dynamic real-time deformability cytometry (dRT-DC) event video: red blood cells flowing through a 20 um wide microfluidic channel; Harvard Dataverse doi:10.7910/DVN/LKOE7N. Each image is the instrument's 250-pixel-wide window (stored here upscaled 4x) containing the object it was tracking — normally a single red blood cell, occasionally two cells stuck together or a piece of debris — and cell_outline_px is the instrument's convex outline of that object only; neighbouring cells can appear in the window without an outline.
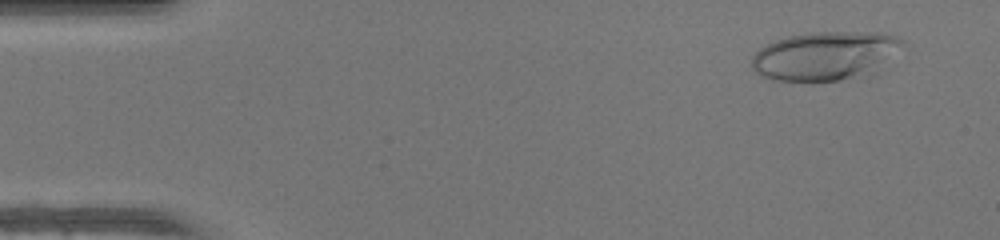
{"species": "human", "species_latin": "Homo sapiens", "temperature_condition": "warm", "stored_images_in_passage": 49, "camera_frame_rate_fps": 3000, "um_per_image_px": 0.085, "donor": {"sex": "female"}, "frame": {"image": 1, "passage_image": 4, "time_ms": 1.0, "image_size_px": [1000, 240], "cell_outline_px": [[904, 44], [888, 68], [876, 76], [812, 84], [772, 80], [760, 76], [752, 68], [752, 56], [760, 48], [776, 40], [792, 36], [812, 32], [880, 32], [896, 36], [904, 40]], "centroid_in_image_um": [70.28, 4.82], "position_along_channel_um": 14.7, "area_um2": 45.08}}
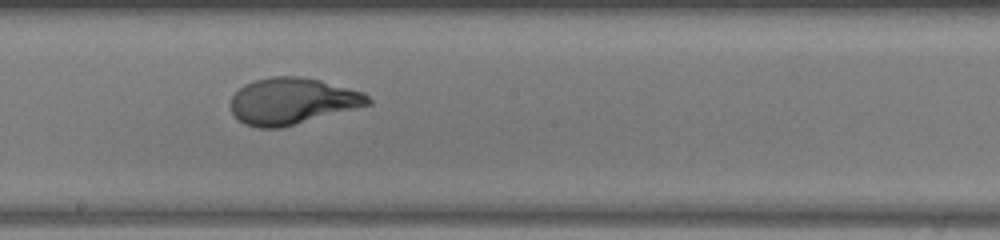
{"frame": {"image": 2, "passage_image": 27, "time_ms": 8.667, "image_size_px": [1000, 240], "cell_outline_px": [[372, 104], [280, 128], [260, 128], [244, 124], [232, 112], [232, 96], [244, 84], [256, 80], [272, 76], [304, 76], [320, 80], [364, 92], [372, 100]], "centroid_in_image_um": [24.87, 8.58], "position_along_channel_um": 223.3, "area_um2": 36.99}}
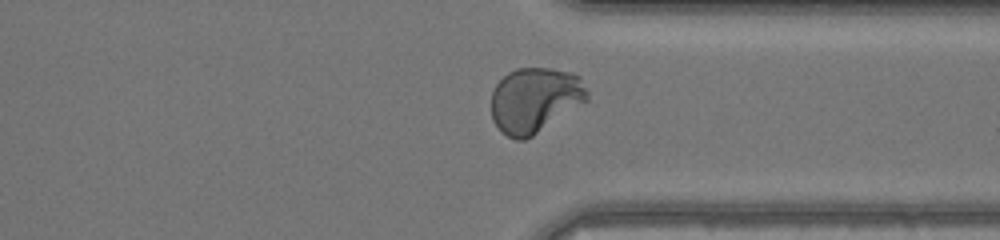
{"frame": {"image": 3, "passage_image": 37, "time_ms": 12.0, "image_size_px": [1000, 240], "cell_outline_px": [[588, 100], [532, 136], [524, 140], [516, 140], [508, 136], [492, 120], [492, 92], [496, 84], [508, 72], [516, 68], [548, 68], [572, 72], [580, 76], [588, 92]], "centroid_in_image_um": [45.47, 8.48], "position_along_channel_um": 365.9, "area_um2": 36.24}, "authors_computed_cell_mechanics": {"area_um2": 37.8012, "velocity_mm_per_s": 4.2769, "shape_relaxation_time_tau1_ms": 5.4206, "shape_relaxation_time_tau2_ms": null, "deformation_change_tau1": 0.2867, "deformation_change_tau2": null}}